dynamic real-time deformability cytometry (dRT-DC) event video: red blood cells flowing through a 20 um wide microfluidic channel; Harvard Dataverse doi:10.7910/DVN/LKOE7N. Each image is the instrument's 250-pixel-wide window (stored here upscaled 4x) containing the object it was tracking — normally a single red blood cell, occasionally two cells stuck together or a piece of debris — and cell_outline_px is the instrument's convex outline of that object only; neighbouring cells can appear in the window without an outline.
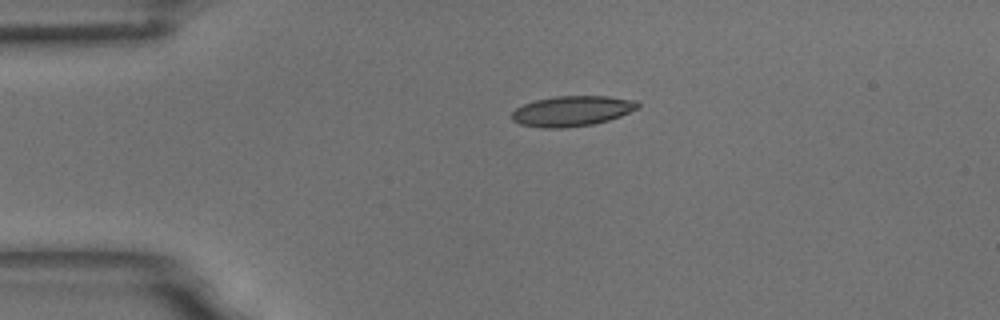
{"species": "common noctule bat (a hibernating species)", "species_latin": "Nyctalus noctula", "temperature_condition": "room temperature", "stored_images_in_passage": 2, "camera_frame_rate_fps": 3000, "um_per_image_px": 0.085, "animal": {"sex": "male", "body_mass_g": 18.8}, "frame": {"image": 1, "passage_image": 1, "time_ms": 0.0, "image_size_px": [1000, 320], "cell_outline_px": [[640, 108], [620, 116], [608, 120], [592, 124], [564, 128], [540, 128], [520, 124], [512, 120], [512, 112], [516, 108], [524, 104], [536, 100], [556, 96], [608, 96], [636, 100], [640, 104]], "centroid_in_image_um": [48.64, 9.44], "position_along_channel_um": 36.4, "area_um2": 22.31}}